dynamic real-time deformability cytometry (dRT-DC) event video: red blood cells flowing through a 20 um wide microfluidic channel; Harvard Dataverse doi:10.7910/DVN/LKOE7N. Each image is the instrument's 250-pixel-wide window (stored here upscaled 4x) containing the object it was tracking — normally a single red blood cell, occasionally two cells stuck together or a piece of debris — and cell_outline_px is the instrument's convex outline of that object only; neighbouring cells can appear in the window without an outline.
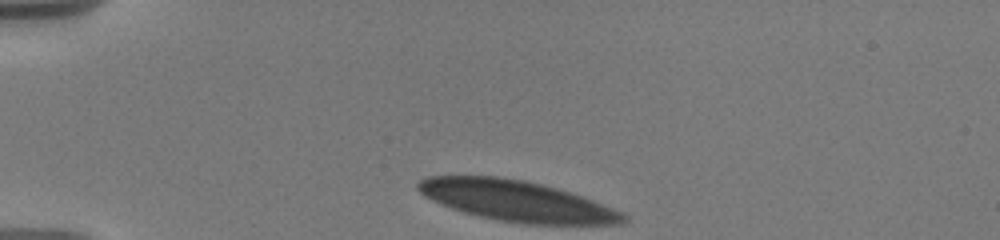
{"species": "human", "species_latin": "Homo sapiens", "temperature_condition": "warm", "stored_images_in_passage": 31, "camera_frame_rate_fps": 3000, "um_per_image_px": 0.085, "donor": {"sex": "male"}, "frame": {"image": 1, "passage_image": 1, "time_ms": 0.0, "image_size_px": [1000, 240], "cell_outline_px": [[628, 220], [620, 224], [524, 224], [500, 220], [480, 216], [464, 212], [452, 208], [432, 200], [424, 196], [416, 188], [416, 184], [420, 180], [428, 176], [496, 176], [524, 180], [556, 188], [584, 196], [624, 212], [628, 216]], "centroid_in_image_um": [43.96, 17.08], "position_along_channel_um": 41.0, "area_um2": 48.61}}
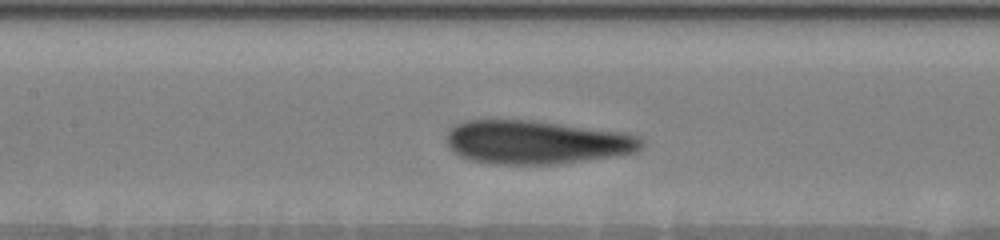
{"frame": {"image": 2, "passage_image": 11, "time_ms": 4.667, "image_size_px": [1000, 240], "cell_outline_px": [[644, 144], [636, 152], [560, 164], [488, 164], [472, 160], [460, 156], [452, 152], [448, 148], [444, 140], [448, 132], [456, 124], [464, 120], [532, 120], [624, 132], [640, 136], [644, 140]], "centroid_in_image_um": [45.56, 12.09], "position_along_channel_um": 161.8, "area_um2": 49.88}}
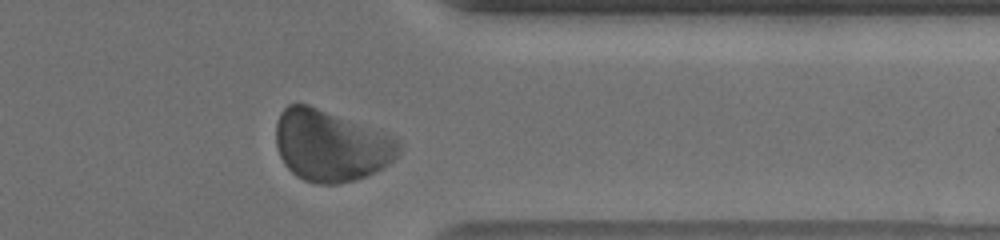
{"frame": {"image": 3, "passage_image": 25, "time_ms": 11.0, "image_size_px": [1000, 240], "cell_outline_px": [[400, 152], [388, 164], [356, 180], [336, 184], [316, 184], [304, 180], [296, 176], [284, 164], [280, 156], [276, 144], [276, 120], [280, 112], [288, 104], [308, 104], [396, 136], [400, 140]], "centroid_in_image_um": [28.11, 12.37], "position_along_channel_um": 383.3, "area_um2": 51.21}, "authors_computed_cell_mechanics": {"area_um2": 49.1878, "velocity_mm_per_s": 3.549, "shape_relaxation_time_tau1_ms": 5.3778, "shape_relaxation_time_tau2_ms": null, "deformation_change_tau1": 0.1225, "deformation_change_tau2": null}}